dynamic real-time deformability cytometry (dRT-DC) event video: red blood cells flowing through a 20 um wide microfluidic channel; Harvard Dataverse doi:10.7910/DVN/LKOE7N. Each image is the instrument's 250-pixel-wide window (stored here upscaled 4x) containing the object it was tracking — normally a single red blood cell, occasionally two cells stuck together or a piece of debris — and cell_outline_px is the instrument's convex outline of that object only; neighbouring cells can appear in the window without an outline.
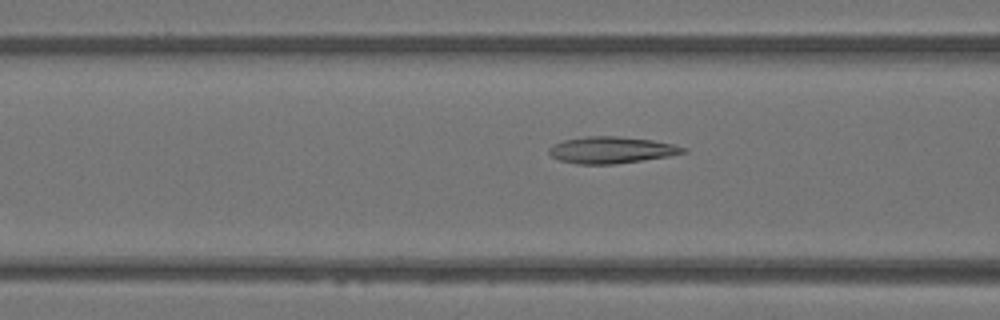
{"species": "Egyptian fruit bat (a non-hibernating species)", "species_latin": "Rousettus aegyptiacus", "temperature_condition": "warm", "stored_images_in_passage": 41, "camera_frame_rate_fps": 3000, "um_per_image_px": 0.085, "animal": {"sex": "female"}, "frame": {"image": 1, "passage_image": 11, "time_ms": 3.333, "image_size_px": [1000, 320], "cell_outline_px": [[688, 152], [668, 156], [616, 164], [576, 164], [560, 160], [552, 156], [548, 152], [548, 148], [552, 144], [564, 140], [588, 136], [616, 136], [652, 140], [672, 144], [688, 148]], "centroid_in_image_um": [51.96, 12.75], "position_along_channel_um": 114.6, "area_um2": 20.81}}
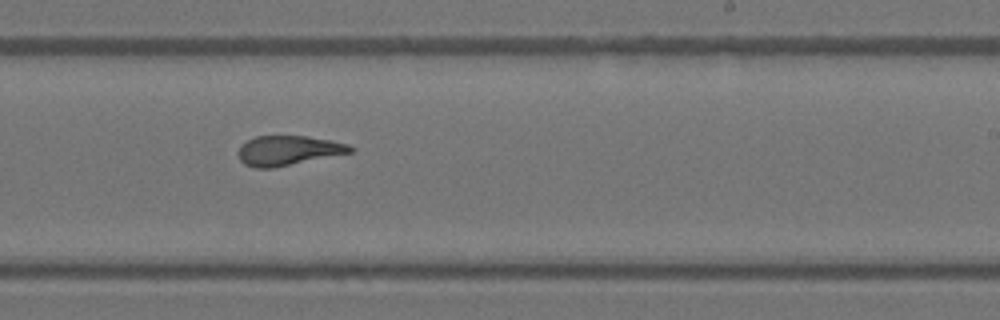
{"frame": {"image": 2, "passage_image": 22, "time_ms": 7.0, "image_size_px": [1000, 320], "cell_outline_px": [[356, 148], [352, 152], [272, 168], [256, 168], [244, 164], [240, 160], [236, 152], [248, 140], [256, 136], [308, 136], [332, 140], [348, 144]], "centroid_in_image_um": [24.51, 12.79], "position_along_channel_um": 264.5, "area_um2": 19.31}}
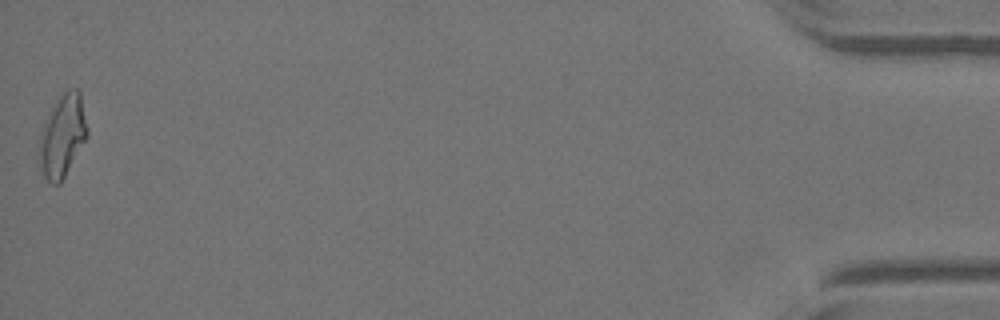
{"frame": {"image": 3, "passage_image": 41, "time_ms": 13.333, "image_size_px": [1000, 320], "cell_outline_px": [[88, 136], [60, 184], [52, 184], [44, 176], [40, 160], [40, 136], [44, 124], [52, 104], [68, 88], [76, 88], [80, 92], [88, 128]], "centroid_in_image_um": [5.34, 11.51], "position_along_channel_um": 429.9, "area_um2": 22.77}, "authors_computed_cell_mechanics": {"area_um2": 20.519, "velocity_mm_per_s": 4.087, "shape_relaxation_time_tau1_ms": null, "shape_relaxation_time_tau2_ms": 1.6313, "deformation_change_tau1": null, "deformation_change_tau2": 0.1018}}